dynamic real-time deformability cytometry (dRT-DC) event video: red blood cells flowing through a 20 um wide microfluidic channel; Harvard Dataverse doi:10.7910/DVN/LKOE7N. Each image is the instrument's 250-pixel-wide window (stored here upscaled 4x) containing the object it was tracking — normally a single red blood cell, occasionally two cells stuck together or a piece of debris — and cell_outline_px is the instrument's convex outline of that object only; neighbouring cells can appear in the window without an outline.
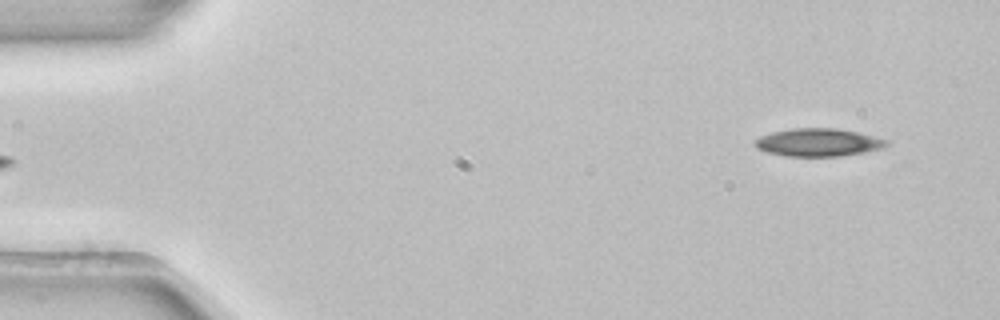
{"species": "common noctule bat (a hibernating species)", "species_latin": "Nyctalus noctula", "temperature_condition": "room temperature", "stored_images_in_passage": 3, "camera_frame_rate_fps": 3000, "um_per_image_px": 0.085, "animal": {"sex": "female", "body_mass_g": 22.7, "forearm_length_mm": 54.2}, "frame": {"image": 1, "passage_image": 3, "time_ms": 0.667, "image_size_px": [1000, 320], "cell_outline_px": [[888, 144], [880, 148], [864, 152], [840, 156], [784, 156], [768, 152], [756, 148], [756, 140], [760, 136], [772, 132], [792, 128], [836, 128], [856, 132], [888, 140]], "centroid_in_image_um": [69.53, 12.1], "position_along_channel_um": 15.5, "area_um2": 21.1}}